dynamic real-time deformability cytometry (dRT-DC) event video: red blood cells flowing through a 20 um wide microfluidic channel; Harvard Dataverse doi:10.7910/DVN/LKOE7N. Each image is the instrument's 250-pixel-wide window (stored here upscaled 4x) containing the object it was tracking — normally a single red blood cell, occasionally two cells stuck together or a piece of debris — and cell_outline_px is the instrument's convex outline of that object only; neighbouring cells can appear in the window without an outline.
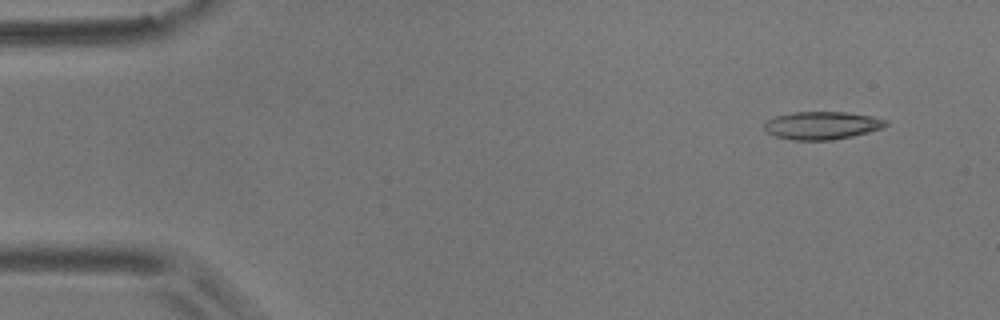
{"species": "common noctule bat (a hibernating species)", "species_latin": "Nyctalus noctula", "temperature_condition": "room temperature", "stored_images_in_passage": 57, "camera_frame_rate_fps": 3000, "um_per_image_px": 0.085, "animal": {"sex": "male", "body_mass_g": 17.9}, "frame": {"image": 1, "passage_image": 5, "time_ms": 1.333, "image_size_px": [1000, 320], "cell_outline_px": [[888, 124], [884, 128], [852, 136], [832, 140], [792, 140], [776, 136], [768, 132], [764, 128], [764, 120], [776, 116], [792, 112], [844, 112], [872, 116], [888, 120]], "centroid_in_image_um": [69.87, 10.66], "position_along_channel_um": 15.1, "area_um2": 19.83}}
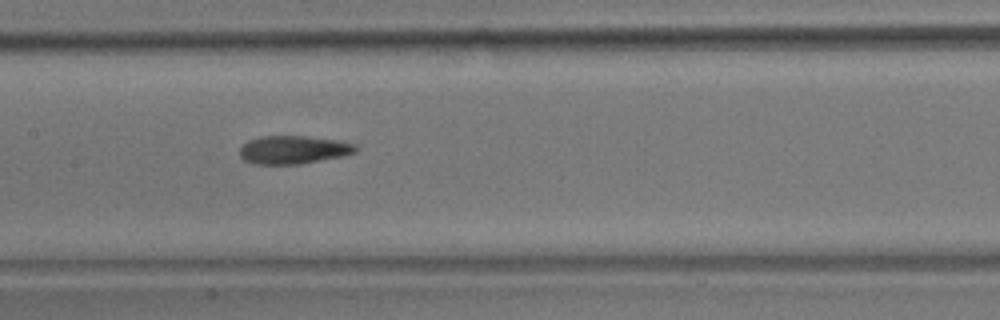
{"frame": {"image": 2, "passage_image": 28, "time_ms": 9.0, "image_size_px": [1000, 320], "cell_outline_px": [[360, 148], [356, 152], [344, 156], [300, 164], [252, 164], [244, 160], [240, 156], [240, 148], [248, 140], [264, 136], [304, 136], [336, 140], [356, 144]], "centroid_in_image_um": [24.96, 12.74], "position_along_channel_um": 182.4, "area_um2": 19.13}}
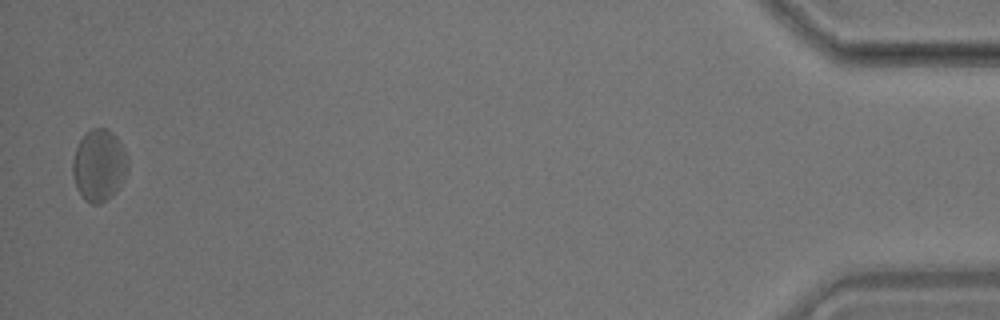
{"frame": {"image": 3, "passage_image": 56, "time_ms": 18.333, "image_size_px": [1000, 320], "cell_outline_px": [[128, 168], [124, 180], [112, 196], [100, 204], [92, 204], [84, 200], [76, 188], [72, 172], [72, 160], [76, 148], [80, 140], [92, 128], [108, 128], [116, 136], [124, 152], [128, 164]], "centroid_in_image_um": [8.4, 14.08], "position_along_channel_um": 426.8, "area_um2": 23.0}, "authors_computed_cell_mechanics": {"area_um2": 19.8254, "velocity_mm_per_s": 3.566, "shape_relaxation_time_tau1_ms": 6.7368, "shape_relaxation_time_tau2_ms": 4.6357, "deformation_change_tau1": 0.139, "deformation_change_tau2": 0.1481}}